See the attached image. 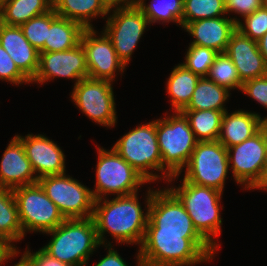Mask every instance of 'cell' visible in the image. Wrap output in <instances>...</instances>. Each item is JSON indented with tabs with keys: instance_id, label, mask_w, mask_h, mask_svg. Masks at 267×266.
I'll list each match as a JSON object with an SVG mask.
<instances>
[{
	"instance_id": "47",
	"label": "cell",
	"mask_w": 267,
	"mask_h": 266,
	"mask_svg": "<svg viewBox=\"0 0 267 266\" xmlns=\"http://www.w3.org/2000/svg\"><path fill=\"white\" fill-rule=\"evenodd\" d=\"M10 0H0V9L6 4L8 3Z\"/></svg>"
},
{
	"instance_id": "42",
	"label": "cell",
	"mask_w": 267,
	"mask_h": 266,
	"mask_svg": "<svg viewBox=\"0 0 267 266\" xmlns=\"http://www.w3.org/2000/svg\"><path fill=\"white\" fill-rule=\"evenodd\" d=\"M139 0H103L109 10L113 8L133 7L138 5Z\"/></svg>"
},
{
	"instance_id": "34",
	"label": "cell",
	"mask_w": 267,
	"mask_h": 266,
	"mask_svg": "<svg viewBox=\"0 0 267 266\" xmlns=\"http://www.w3.org/2000/svg\"><path fill=\"white\" fill-rule=\"evenodd\" d=\"M217 54L218 52L214 49L190 44L185 55V62L181 64L194 74L206 77Z\"/></svg>"
},
{
	"instance_id": "40",
	"label": "cell",
	"mask_w": 267,
	"mask_h": 266,
	"mask_svg": "<svg viewBox=\"0 0 267 266\" xmlns=\"http://www.w3.org/2000/svg\"><path fill=\"white\" fill-rule=\"evenodd\" d=\"M106 249H108V253L105 257H103L99 262H97L94 266H128L126 264V261L120 256L119 253H117V250L113 248L112 245H104ZM137 259V265L143 266L141 257L139 254V250L136 256Z\"/></svg>"
},
{
	"instance_id": "9",
	"label": "cell",
	"mask_w": 267,
	"mask_h": 266,
	"mask_svg": "<svg viewBox=\"0 0 267 266\" xmlns=\"http://www.w3.org/2000/svg\"><path fill=\"white\" fill-rule=\"evenodd\" d=\"M24 236L26 232L46 233L65 218L39 183L13 189Z\"/></svg>"
},
{
	"instance_id": "23",
	"label": "cell",
	"mask_w": 267,
	"mask_h": 266,
	"mask_svg": "<svg viewBox=\"0 0 267 266\" xmlns=\"http://www.w3.org/2000/svg\"><path fill=\"white\" fill-rule=\"evenodd\" d=\"M58 16L80 23L85 29L94 28L91 19L106 16L111 10L103 0H53Z\"/></svg>"
},
{
	"instance_id": "15",
	"label": "cell",
	"mask_w": 267,
	"mask_h": 266,
	"mask_svg": "<svg viewBox=\"0 0 267 266\" xmlns=\"http://www.w3.org/2000/svg\"><path fill=\"white\" fill-rule=\"evenodd\" d=\"M60 77L73 79L74 85L88 78L86 55L81 43L67 51L39 53L38 70L31 83L43 85Z\"/></svg>"
},
{
	"instance_id": "20",
	"label": "cell",
	"mask_w": 267,
	"mask_h": 266,
	"mask_svg": "<svg viewBox=\"0 0 267 266\" xmlns=\"http://www.w3.org/2000/svg\"><path fill=\"white\" fill-rule=\"evenodd\" d=\"M240 19L226 16L199 19L187 23L183 28L194 40L190 44L214 49L218 53L225 52L231 35L237 30L236 23Z\"/></svg>"
},
{
	"instance_id": "12",
	"label": "cell",
	"mask_w": 267,
	"mask_h": 266,
	"mask_svg": "<svg viewBox=\"0 0 267 266\" xmlns=\"http://www.w3.org/2000/svg\"><path fill=\"white\" fill-rule=\"evenodd\" d=\"M112 13L108 14L103 32L111 40L119 60L127 67L150 24L138 6L113 8Z\"/></svg>"
},
{
	"instance_id": "7",
	"label": "cell",
	"mask_w": 267,
	"mask_h": 266,
	"mask_svg": "<svg viewBox=\"0 0 267 266\" xmlns=\"http://www.w3.org/2000/svg\"><path fill=\"white\" fill-rule=\"evenodd\" d=\"M97 149L96 183L94 190H91L95 200L106 198L110 194L131 195L137 193L142 184L148 183L113 148Z\"/></svg>"
},
{
	"instance_id": "10",
	"label": "cell",
	"mask_w": 267,
	"mask_h": 266,
	"mask_svg": "<svg viewBox=\"0 0 267 266\" xmlns=\"http://www.w3.org/2000/svg\"><path fill=\"white\" fill-rule=\"evenodd\" d=\"M46 195L65 219H85L93 215L95 199L90 188L71 176L49 175L38 179Z\"/></svg>"
},
{
	"instance_id": "24",
	"label": "cell",
	"mask_w": 267,
	"mask_h": 266,
	"mask_svg": "<svg viewBox=\"0 0 267 266\" xmlns=\"http://www.w3.org/2000/svg\"><path fill=\"white\" fill-rule=\"evenodd\" d=\"M200 76L186 69L182 64L173 68L166 83V92L171 98L174 112H182L191 101Z\"/></svg>"
},
{
	"instance_id": "16",
	"label": "cell",
	"mask_w": 267,
	"mask_h": 266,
	"mask_svg": "<svg viewBox=\"0 0 267 266\" xmlns=\"http://www.w3.org/2000/svg\"><path fill=\"white\" fill-rule=\"evenodd\" d=\"M96 34L94 28L85 29L80 41L86 55L88 78L114 82L116 71L123 74L126 67L119 60L107 35L103 31L99 36Z\"/></svg>"
},
{
	"instance_id": "26",
	"label": "cell",
	"mask_w": 267,
	"mask_h": 266,
	"mask_svg": "<svg viewBox=\"0 0 267 266\" xmlns=\"http://www.w3.org/2000/svg\"><path fill=\"white\" fill-rule=\"evenodd\" d=\"M53 9V0H10L0 9V22L21 26Z\"/></svg>"
},
{
	"instance_id": "28",
	"label": "cell",
	"mask_w": 267,
	"mask_h": 266,
	"mask_svg": "<svg viewBox=\"0 0 267 266\" xmlns=\"http://www.w3.org/2000/svg\"><path fill=\"white\" fill-rule=\"evenodd\" d=\"M225 111L216 110H183L198 142L218 141L221 121Z\"/></svg>"
},
{
	"instance_id": "11",
	"label": "cell",
	"mask_w": 267,
	"mask_h": 266,
	"mask_svg": "<svg viewBox=\"0 0 267 266\" xmlns=\"http://www.w3.org/2000/svg\"><path fill=\"white\" fill-rule=\"evenodd\" d=\"M227 152L235 182L247 190L258 189L267 173V157L261 131L242 143L227 148Z\"/></svg>"
},
{
	"instance_id": "39",
	"label": "cell",
	"mask_w": 267,
	"mask_h": 266,
	"mask_svg": "<svg viewBox=\"0 0 267 266\" xmlns=\"http://www.w3.org/2000/svg\"><path fill=\"white\" fill-rule=\"evenodd\" d=\"M23 253V255L32 263L33 266H71L65 262H61L56 258L51 257L42 248L33 253H31L30 249L27 248V250Z\"/></svg>"
},
{
	"instance_id": "3",
	"label": "cell",
	"mask_w": 267,
	"mask_h": 266,
	"mask_svg": "<svg viewBox=\"0 0 267 266\" xmlns=\"http://www.w3.org/2000/svg\"><path fill=\"white\" fill-rule=\"evenodd\" d=\"M157 141L162 156V179H178L198 142L182 112L156 119Z\"/></svg>"
},
{
	"instance_id": "2",
	"label": "cell",
	"mask_w": 267,
	"mask_h": 266,
	"mask_svg": "<svg viewBox=\"0 0 267 266\" xmlns=\"http://www.w3.org/2000/svg\"><path fill=\"white\" fill-rule=\"evenodd\" d=\"M216 252L200 234L145 233L139 247L143 266H194Z\"/></svg>"
},
{
	"instance_id": "44",
	"label": "cell",
	"mask_w": 267,
	"mask_h": 266,
	"mask_svg": "<svg viewBox=\"0 0 267 266\" xmlns=\"http://www.w3.org/2000/svg\"><path fill=\"white\" fill-rule=\"evenodd\" d=\"M259 130L261 131V134L264 138L265 151H266V157H267V116L262 118Z\"/></svg>"
},
{
	"instance_id": "6",
	"label": "cell",
	"mask_w": 267,
	"mask_h": 266,
	"mask_svg": "<svg viewBox=\"0 0 267 266\" xmlns=\"http://www.w3.org/2000/svg\"><path fill=\"white\" fill-rule=\"evenodd\" d=\"M112 148L148 183L162 179V156L157 141L156 120L139 124L121 136ZM155 170L157 173L160 171L161 176L153 173Z\"/></svg>"
},
{
	"instance_id": "41",
	"label": "cell",
	"mask_w": 267,
	"mask_h": 266,
	"mask_svg": "<svg viewBox=\"0 0 267 266\" xmlns=\"http://www.w3.org/2000/svg\"><path fill=\"white\" fill-rule=\"evenodd\" d=\"M17 246L10 240L0 237V266L20 253Z\"/></svg>"
},
{
	"instance_id": "43",
	"label": "cell",
	"mask_w": 267,
	"mask_h": 266,
	"mask_svg": "<svg viewBox=\"0 0 267 266\" xmlns=\"http://www.w3.org/2000/svg\"><path fill=\"white\" fill-rule=\"evenodd\" d=\"M257 45L267 65V32L257 41Z\"/></svg>"
},
{
	"instance_id": "27",
	"label": "cell",
	"mask_w": 267,
	"mask_h": 266,
	"mask_svg": "<svg viewBox=\"0 0 267 266\" xmlns=\"http://www.w3.org/2000/svg\"><path fill=\"white\" fill-rule=\"evenodd\" d=\"M230 95L227 88L219 86L207 77H200L191 101L184 110L227 111L224 104Z\"/></svg>"
},
{
	"instance_id": "32",
	"label": "cell",
	"mask_w": 267,
	"mask_h": 266,
	"mask_svg": "<svg viewBox=\"0 0 267 266\" xmlns=\"http://www.w3.org/2000/svg\"><path fill=\"white\" fill-rule=\"evenodd\" d=\"M225 14L224 0H184L182 28L199 19L224 17Z\"/></svg>"
},
{
	"instance_id": "14",
	"label": "cell",
	"mask_w": 267,
	"mask_h": 266,
	"mask_svg": "<svg viewBox=\"0 0 267 266\" xmlns=\"http://www.w3.org/2000/svg\"><path fill=\"white\" fill-rule=\"evenodd\" d=\"M145 233L199 234L179 199L166 187L152 190Z\"/></svg>"
},
{
	"instance_id": "38",
	"label": "cell",
	"mask_w": 267,
	"mask_h": 266,
	"mask_svg": "<svg viewBox=\"0 0 267 266\" xmlns=\"http://www.w3.org/2000/svg\"><path fill=\"white\" fill-rule=\"evenodd\" d=\"M226 14L235 13L244 18L262 8V0H224Z\"/></svg>"
},
{
	"instance_id": "5",
	"label": "cell",
	"mask_w": 267,
	"mask_h": 266,
	"mask_svg": "<svg viewBox=\"0 0 267 266\" xmlns=\"http://www.w3.org/2000/svg\"><path fill=\"white\" fill-rule=\"evenodd\" d=\"M178 187L168 188L183 204L198 233L216 250L219 244L213 238L221 234L220 200L223 192L181 180Z\"/></svg>"
},
{
	"instance_id": "45",
	"label": "cell",
	"mask_w": 267,
	"mask_h": 266,
	"mask_svg": "<svg viewBox=\"0 0 267 266\" xmlns=\"http://www.w3.org/2000/svg\"><path fill=\"white\" fill-rule=\"evenodd\" d=\"M14 266H33L32 263L22 254L20 261L16 263Z\"/></svg>"
},
{
	"instance_id": "13",
	"label": "cell",
	"mask_w": 267,
	"mask_h": 266,
	"mask_svg": "<svg viewBox=\"0 0 267 266\" xmlns=\"http://www.w3.org/2000/svg\"><path fill=\"white\" fill-rule=\"evenodd\" d=\"M112 81L85 78L74 85L71 100L85 116L101 126L117 123Z\"/></svg>"
},
{
	"instance_id": "30",
	"label": "cell",
	"mask_w": 267,
	"mask_h": 266,
	"mask_svg": "<svg viewBox=\"0 0 267 266\" xmlns=\"http://www.w3.org/2000/svg\"><path fill=\"white\" fill-rule=\"evenodd\" d=\"M145 1L139 0L137 6L148 18L149 24L173 22L182 27L184 0H151L148 5Z\"/></svg>"
},
{
	"instance_id": "17",
	"label": "cell",
	"mask_w": 267,
	"mask_h": 266,
	"mask_svg": "<svg viewBox=\"0 0 267 266\" xmlns=\"http://www.w3.org/2000/svg\"><path fill=\"white\" fill-rule=\"evenodd\" d=\"M24 145L26 156L39 179L66 172L65 155L62 149L45 135H15Z\"/></svg>"
},
{
	"instance_id": "29",
	"label": "cell",
	"mask_w": 267,
	"mask_h": 266,
	"mask_svg": "<svg viewBox=\"0 0 267 266\" xmlns=\"http://www.w3.org/2000/svg\"><path fill=\"white\" fill-rule=\"evenodd\" d=\"M0 237L11 242H19L24 238L12 189L0 188Z\"/></svg>"
},
{
	"instance_id": "36",
	"label": "cell",
	"mask_w": 267,
	"mask_h": 266,
	"mask_svg": "<svg viewBox=\"0 0 267 266\" xmlns=\"http://www.w3.org/2000/svg\"><path fill=\"white\" fill-rule=\"evenodd\" d=\"M0 79L19 85L31 81L19 70L6 50L0 45Z\"/></svg>"
},
{
	"instance_id": "33",
	"label": "cell",
	"mask_w": 267,
	"mask_h": 266,
	"mask_svg": "<svg viewBox=\"0 0 267 266\" xmlns=\"http://www.w3.org/2000/svg\"><path fill=\"white\" fill-rule=\"evenodd\" d=\"M57 13L51 11L34 17L20 26L25 38L36 48L39 53L44 52V44L47 39L51 22L57 17Z\"/></svg>"
},
{
	"instance_id": "37",
	"label": "cell",
	"mask_w": 267,
	"mask_h": 266,
	"mask_svg": "<svg viewBox=\"0 0 267 266\" xmlns=\"http://www.w3.org/2000/svg\"><path fill=\"white\" fill-rule=\"evenodd\" d=\"M240 91L267 109V75L243 82Z\"/></svg>"
},
{
	"instance_id": "22",
	"label": "cell",
	"mask_w": 267,
	"mask_h": 266,
	"mask_svg": "<svg viewBox=\"0 0 267 266\" xmlns=\"http://www.w3.org/2000/svg\"><path fill=\"white\" fill-rule=\"evenodd\" d=\"M261 121V115L254 111L248 112L243 109L232 113L225 111L218 141L226 148L240 144L259 131Z\"/></svg>"
},
{
	"instance_id": "46",
	"label": "cell",
	"mask_w": 267,
	"mask_h": 266,
	"mask_svg": "<svg viewBox=\"0 0 267 266\" xmlns=\"http://www.w3.org/2000/svg\"><path fill=\"white\" fill-rule=\"evenodd\" d=\"M262 189H263L264 191L267 190V173H266V176H265V179H264L262 185L258 188V190H262Z\"/></svg>"
},
{
	"instance_id": "25",
	"label": "cell",
	"mask_w": 267,
	"mask_h": 266,
	"mask_svg": "<svg viewBox=\"0 0 267 266\" xmlns=\"http://www.w3.org/2000/svg\"><path fill=\"white\" fill-rule=\"evenodd\" d=\"M84 30L80 23L57 16L48 30L44 52L67 51L76 47Z\"/></svg>"
},
{
	"instance_id": "19",
	"label": "cell",
	"mask_w": 267,
	"mask_h": 266,
	"mask_svg": "<svg viewBox=\"0 0 267 266\" xmlns=\"http://www.w3.org/2000/svg\"><path fill=\"white\" fill-rule=\"evenodd\" d=\"M225 53L230 57L242 82L267 75V65L257 41L236 30L230 38Z\"/></svg>"
},
{
	"instance_id": "18",
	"label": "cell",
	"mask_w": 267,
	"mask_h": 266,
	"mask_svg": "<svg viewBox=\"0 0 267 266\" xmlns=\"http://www.w3.org/2000/svg\"><path fill=\"white\" fill-rule=\"evenodd\" d=\"M0 161V188L15 189L38 183L23 143L14 136ZM35 175V176H34Z\"/></svg>"
},
{
	"instance_id": "1",
	"label": "cell",
	"mask_w": 267,
	"mask_h": 266,
	"mask_svg": "<svg viewBox=\"0 0 267 266\" xmlns=\"http://www.w3.org/2000/svg\"><path fill=\"white\" fill-rule=\"evenodd\" d=\"M145 195V213L138 200V192L111 200L107 197L95 200L92 218L101 245H111L105 238V234L110 233L118 243L141 246L149 219L152 190L149 189Z\"/></svg>"
},
{
	"instance_id": "48",
	"label": "cell",
	"mask_w": 267,
	"mask_h": 266,
	"mask_svg": "<svg viewBox=\"0 0 267 266\" xmlns=\"http://www.w3.org/2000/svg\"><path fill=\"white\" fill-rule=\"evenodd\" d=\"M262 7L267 10V0H262Z\"/></svg>"
},
{
	"instance_id": "8",
	"label": "cell",
	"mask_w": 267,
	"mask_h": 266,
	"mask_svg": "<svg viewBox=\"0 0 267 266\" xmlns=\"http://www.w3.org/2000/svg\"><path fill=\"white\" fill-rule=\"evenodd\" d=\"M229 165L227 148L219 141L197 142L183 179L223 192Z\"/></svg>"
},
{
	"instance_id": "4",
	"label": "cell",
	"mask_w": 267,
	"mask_h": 266,
	"mask_svg": "<svg viewBox=\"0 0 267 266\" xmlns=\"http://www.w3.org/2000/svg\"><path fill=\"white\" fill-rule=\"evenodd\" d=\"M46 234L52 236L42 249L71 266H86L90 255L101 245L92 217L65 219Z\"/></svg>"
},
{
	"instance_id": "35",
	"label": "cell",
	"mask_w": 267,
	"mask_h": 266,
	"mask_svg": "<svg viewBox=\"0 0 267 266\" xmlns=\"http://www.w3.org/2000/svg\"><path fill=\"white\" fill-rule=\"evenodd\" d=\"M236 23V29L246 37L258 41L267 32V10L263 7Z\"/></svg>"
},
{
	"instance_id": "21",
	"label": "cell",
	"mask_w": 267,
	"mask_h": 266,
	"mask_svg": "<svg viewBox=\"0 0 267 266\" xmlns=\"http://www.w3.org/2000/svg\"><path fill=\"white\" fill-rule=\"evenodd\" d=\"M0 45L19 70L31 81L39 66V51L25 38L20 26L0 22Z\"/></svg>"
},
{
	"instance_id": "31",
	"label": "cell",
	"mask_w": 267,
	"mask_h": 266,
	"mask_svg": "<svg viewBox=\"0 0 267 266\" xmlns=\"http://www.w3.org/2000/svg\"><path fill=\"white\" fill-rule=\"evenodd\" d=\"M206 77L229 91L242 88L243 82L240 80L237 69L225 52L216 55Z\"/></svg>"
}]
</instances>
